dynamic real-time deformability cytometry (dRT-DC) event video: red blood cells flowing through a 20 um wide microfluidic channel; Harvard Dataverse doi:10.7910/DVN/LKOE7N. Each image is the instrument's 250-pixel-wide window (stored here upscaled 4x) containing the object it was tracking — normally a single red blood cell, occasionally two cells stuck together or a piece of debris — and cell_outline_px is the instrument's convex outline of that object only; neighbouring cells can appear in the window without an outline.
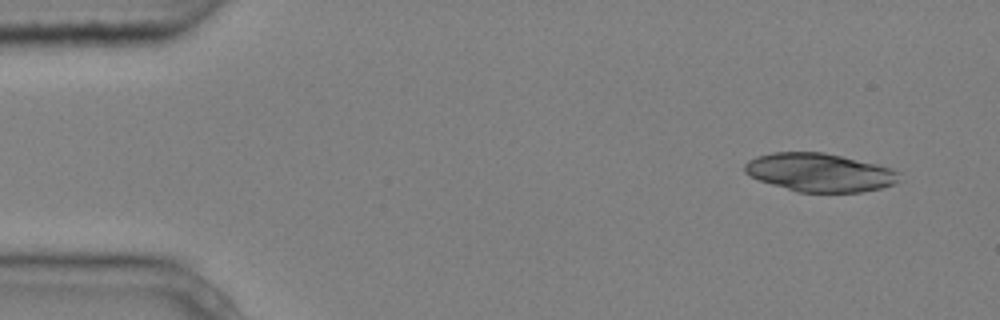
{"species": "common noctule bat (a hibernating species)", "species_latin": "Nyctalus noctula", "temperature_condition": "cold", "stored_images_in_passage": 4, "camera_frame_rate_fps": 3000, "um_per_image_px": 0.085, "animal": {"sex": "male", "body_mass_g": 20.4}, "frame": {"image": 1, "passage_image": 1, "time_ms": 0.0, "image_size_px": [1000, 320], "cell_outline_px": [[900, 180], [892, 184], [880, 188], [860, 192], [800, 192], [772, 184], [760, 180], [744, 172], [744, 164], [748, 160], [756, 156], [772, 152], [824, 152], [876, 164], [892, 168], [900, 172]], "centroid_in_image_um": [69.67, 14.65], "position_along_channel_um": 15.3, "area_um2": 34.39}}